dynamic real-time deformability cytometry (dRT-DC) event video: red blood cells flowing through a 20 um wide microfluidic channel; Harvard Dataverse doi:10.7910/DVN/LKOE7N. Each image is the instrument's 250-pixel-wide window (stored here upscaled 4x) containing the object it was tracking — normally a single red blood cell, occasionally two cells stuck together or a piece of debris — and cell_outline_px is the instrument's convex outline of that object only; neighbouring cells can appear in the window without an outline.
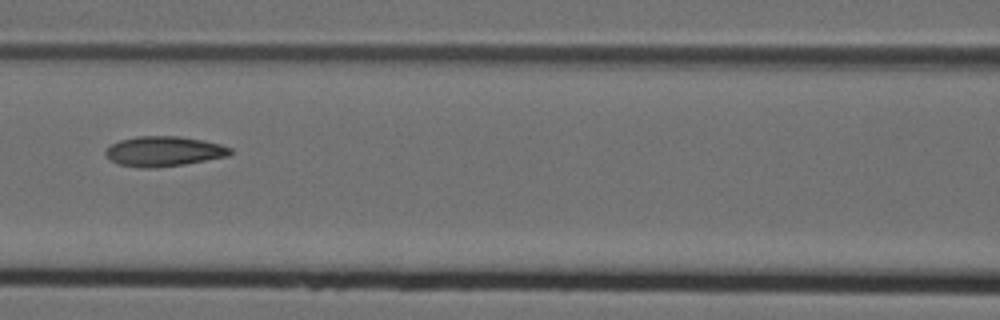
{"species": "Egyptian fruit bat (a non-hibernating species)", "species_latin": "Rousettus aegyptiacus", "temperature_condition": "cold", "stored_images_in_passage": 7, "camera_frame_rate_fps": 3000, "um_per_image_px": 0.085, "animal": {"sex": "female"}, "frame": {"image": 1, "passage_image": 7, "time_ms": 2.0, "image_size_px": [1000, 320], "cell_outline_px": [[232, 152], [228, 156], [184, 164], [152, 168], [140, 168], [116, 164], [104, 152], [112, 144], [120, 140], [136, 136], [180, 136], [204, 140], [220, 144], [232, 148]], "centroid_in_image_um": [13.93, 12.86], "position_along_channel_um": 152.7, "area_um2": 21.79}}